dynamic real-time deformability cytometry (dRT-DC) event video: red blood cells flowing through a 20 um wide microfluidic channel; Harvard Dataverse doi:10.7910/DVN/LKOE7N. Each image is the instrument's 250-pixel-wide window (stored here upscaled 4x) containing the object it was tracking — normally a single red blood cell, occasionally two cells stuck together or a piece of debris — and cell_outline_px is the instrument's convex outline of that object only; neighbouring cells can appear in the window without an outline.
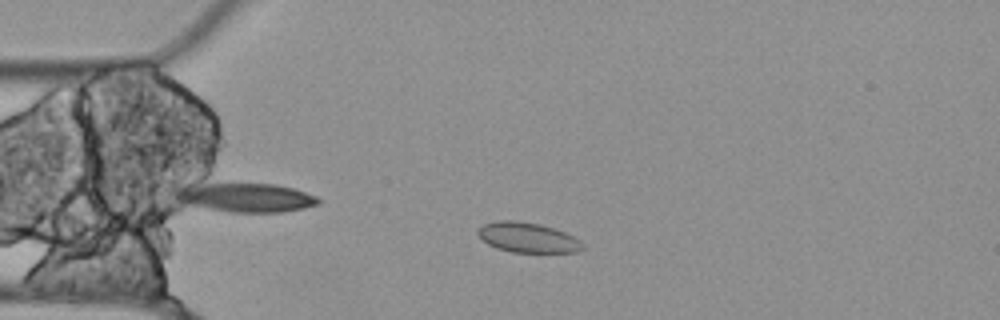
{"species": "Egyptian fruit bat (a non-hibernating species)", "species_latin": "Rousettus aegyptiacus", "temperature_condition": "cold", "stored_images_in_passage": 54, "segment_of_instrument_passage": [1, 3], "camera_frame_rate_fps": 3000, "um_per_image_px": 0.085, "animal": {"sex": "female"}, "frame": {"image": 1, "passage_image": 11, "time_ms": 3.333, "image_size_px": [1000, 320], "cell_outline_px": [[584, 248], [576, 252], [512, 252], [496, 248], [488, 244], [476, 232], [484, 224], [500, 220], [516, 220], [540, 224], [564, 232], [580, 240], [584, 244]], "centroid_in_image_um": [44.86, 20.19], "position_along_channel_um": 40.1, "area_um2": 18.15}}